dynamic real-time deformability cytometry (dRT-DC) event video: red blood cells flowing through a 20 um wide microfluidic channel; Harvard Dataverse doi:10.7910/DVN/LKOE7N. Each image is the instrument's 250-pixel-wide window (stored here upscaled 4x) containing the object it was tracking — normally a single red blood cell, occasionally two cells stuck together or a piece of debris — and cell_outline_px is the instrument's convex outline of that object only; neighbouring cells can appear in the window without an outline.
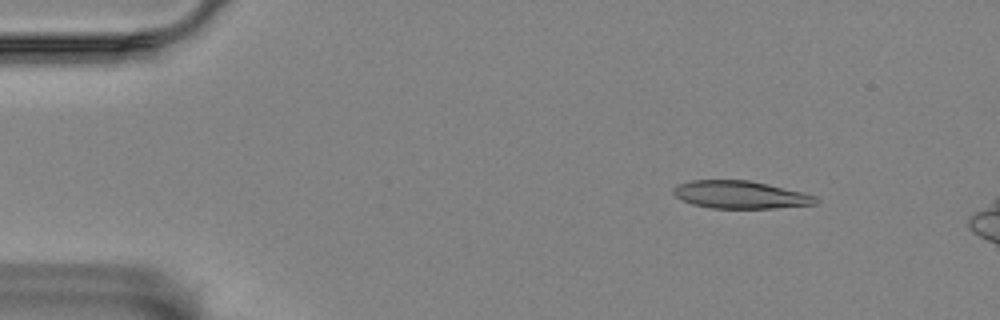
{"species": "Egyptian fruit bat (a non-hibernating species)", "species_latin": "Rousettus aegyptiacus", "temperature_condition": "room temperature", "stored_images_in_passage": 15, "camera_frame_rate_fps": 3000, "um_per_image_px": 0.085, "animal": {"sex": "female"}, "frame": {"image": 1, "passage_image": 7, "time_ms": 2.0, "image_size_px": [1000, 320], "cell_outline_px": [[820, 200], [816, 204], [776, 208], [708, 208], [692, 204], [676, 196], [672, 192], [672, 188], [676, 184], [692, 180], [748, 180], [768, 184], [804, 192], [816, 196]], "centroid_in_image_um": [62.94, 16.55], "position_along_channel_um": 22.1, "area_um2": 23.12}}